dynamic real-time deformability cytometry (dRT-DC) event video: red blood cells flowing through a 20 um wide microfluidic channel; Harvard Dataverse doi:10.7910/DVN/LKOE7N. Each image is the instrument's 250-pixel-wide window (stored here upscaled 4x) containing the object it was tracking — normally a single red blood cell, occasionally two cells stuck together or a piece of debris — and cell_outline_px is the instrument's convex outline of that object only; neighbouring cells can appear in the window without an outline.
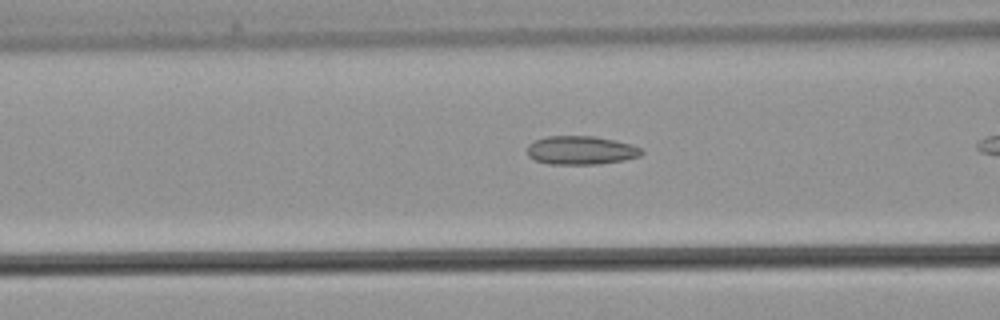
{"species": "common noctule bat (a hibernating species)", "species_latin": "Nyctalus noctula", "temperature_condition": "warm", "stored_images_in_passage": 12, "camera_frame_rate_fps": 3000, "um_per_image_px": 0.085, "animal": {"sex": "male", "body_mass_g": 21.5, "forearm_length_mm": 52.0}, "frame": {"image": 1, "passage_image": 7, "time_ms": 2.0, "image_size_px": [1000, 320], "cell_outline_px": [[644, 152], [640, 156], [624, 160], [596, 164], [548, 164], [536, 160], [528, 156], [528, 144], [536, 140], [548, 136], [596, 136], [616, 140], [632, 144], [644, 148]], "centroid_in_image_um": [49.43, 12.77], "position_along_channel_um": 117.2, "area_um2": 19.19}}
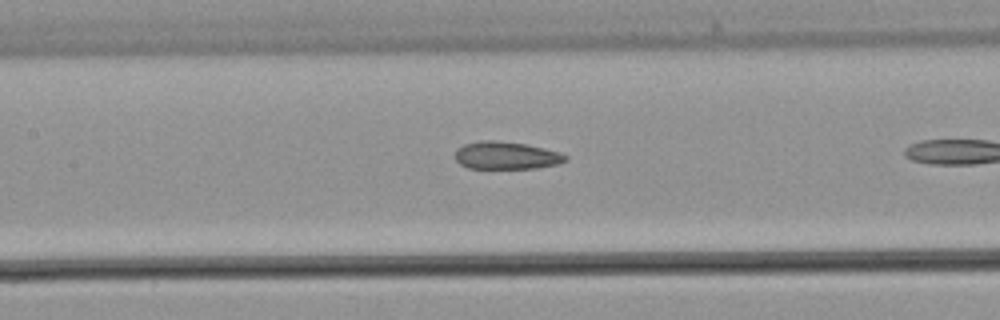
{"frame": {"image": 2, "passage_image": 10, "time_ms": 3.0, "image_size_px": [1000, 320], "cell_outline_px": [[568, 160], [560, 164], [536, 168], [468, 168], [460, 164], [456, 160], [456, 148], [464, 144], [480, 140], [496, 140], [524, 144], [544, 148], [560, 152], [568, 156]], "centroid_in_image_um": [43.05, 13.21], "position_along_channel_um": 164.4, "area_um2": 17.86}}